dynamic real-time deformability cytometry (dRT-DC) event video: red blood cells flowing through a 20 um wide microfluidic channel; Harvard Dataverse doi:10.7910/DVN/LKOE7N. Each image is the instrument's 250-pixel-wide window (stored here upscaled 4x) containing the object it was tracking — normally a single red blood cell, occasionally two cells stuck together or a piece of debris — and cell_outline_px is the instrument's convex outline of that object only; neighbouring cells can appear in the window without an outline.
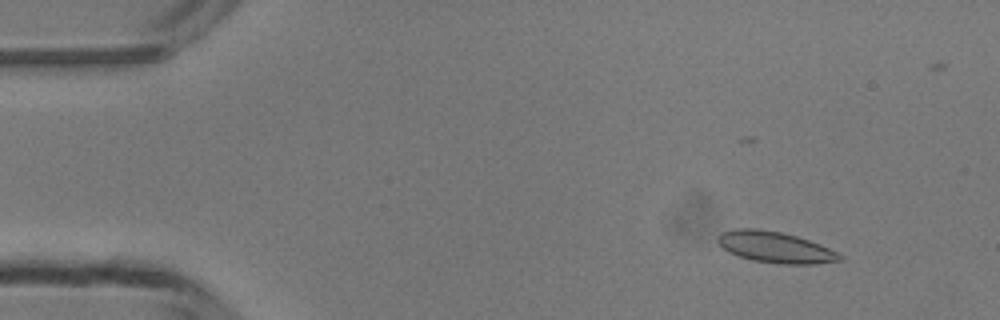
{"species": "common noctule bat (a hibernating species)", "species_latin": "Nyctalus noctula", "temperature_condition": "room temperature", "stored_images_in_passage": 50, "camera_frame_rate_fps": 3000, "um_per_image_px": 0.085, "animal": {"sex": "male", "body_mass_g": 13.3}, "frame": {"image": 1, "passage_image": 6, "time_ms": 1.667, "image_size_px": [1000, 320], "cell_outline_px": [[844, 260], [812, 264], [780, 264], [752, 260], [728, 252], [716, 240], [720, 232], [736, 228], [756, 228], [780, 232], [796, 236], [808, 240], [828, 248], [844, 256]], "centroid_in_image_um": [65.88, 21.01], "position_along_channel_um": 19.1, "area_um2": 22.02}}
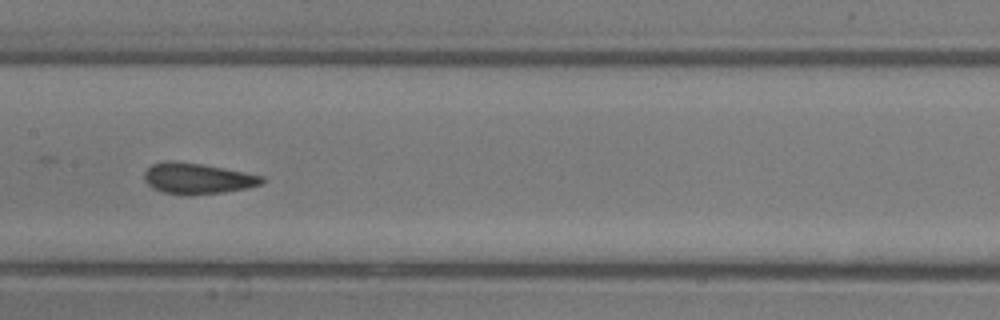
{"frame": {"image": 2, "passage_image": 25, "time_ms": 8.0, "image_size_px": [1000, 320], "cell_outline_px": [[264, 184], [248, 188], [224, 192], [188, 196], [164, 192], [152, 188], [144, 180], [144, 172], [152, 164], [164, 160], [168, 160], [204, 164], [264, 176]], "centroid_in_image_um": [16.78, 15.17], "position_along_channel_um": 190.6, "area_um2": 21.44}}
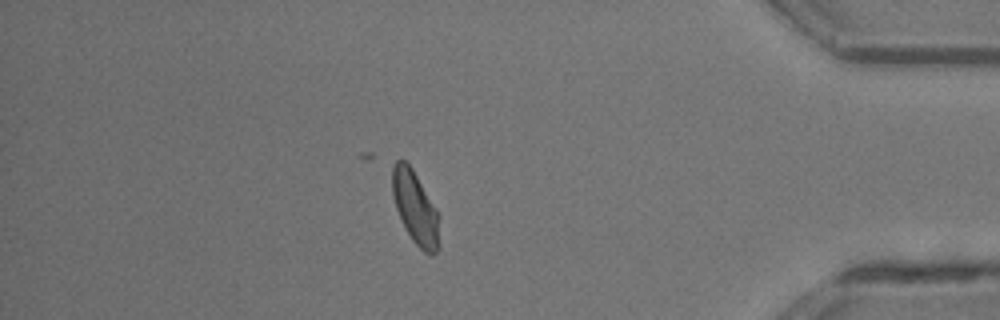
{"frame": {"image": 3, "passage_image": 43, "time_ms": 14.0, "image_size_px": [1000, 320], "cell_outline_px": [[440, 248], [432, 256], [424, 252], [412, 240], [396, 208], [392, 192], [392, 164], [396, 160], [404, 160], [412, 168], [436, 208], [440, 216]], "centroid_in_image_um": [35.34, 17.69], "position_along_channel_um": 399.9, "area_um2": 20.11}, "authors_computed_cell_mechanics": {"area_um2": 21.1837, "velocity_mm_per_s": 4.1799, "shape_relaxation_time_tau1_ms": 4.6307, "shape_relaxation_time_tau2_ms": 0.9949, "deformation_change_tau1": 0.1229, "deformation_change_tau2": 0.0613}}